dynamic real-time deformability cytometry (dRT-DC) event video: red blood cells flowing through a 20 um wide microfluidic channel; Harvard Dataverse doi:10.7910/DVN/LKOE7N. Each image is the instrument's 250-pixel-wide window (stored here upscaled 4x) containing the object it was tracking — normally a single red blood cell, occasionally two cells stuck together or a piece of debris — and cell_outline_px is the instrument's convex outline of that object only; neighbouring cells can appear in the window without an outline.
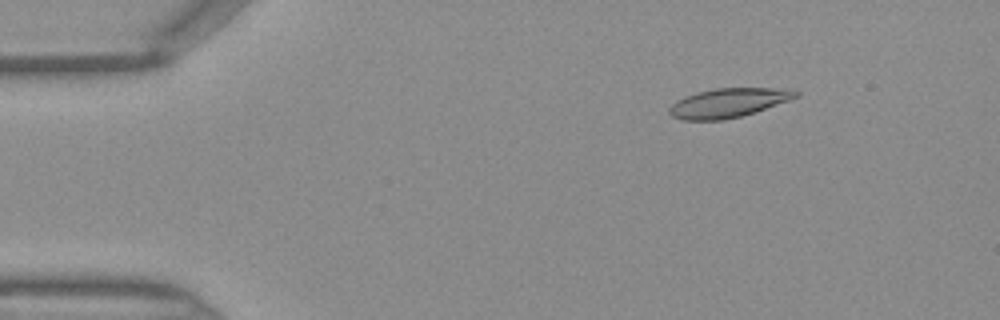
{"species": "Egyptian fruit bat (a non-hibernating species)", "species_latin": "Rousettus aegyptiacus", "temperature_condition": "warm", "stored_images_in_passage": 46, "camera_frame_rate_fps": 3000, "um_per_image_px": 0.085, "frame": {"image": 1, "passage_image": 6, "time_ms": 1.667, "image_size_px": [1000, 320], "cell_outline_px": [[800, 96], [740, 116], [724, 120], [680, 120], [672, 116], [668, 112], [668, 108], [676, 100], [684, 96], [696, 92], [716, 88], [788, 88], [800, 92]], "centroid_in_image_um": [61.86, 8.73], "position_along_channel_um": 23.1, "area_um2": 21.44}}
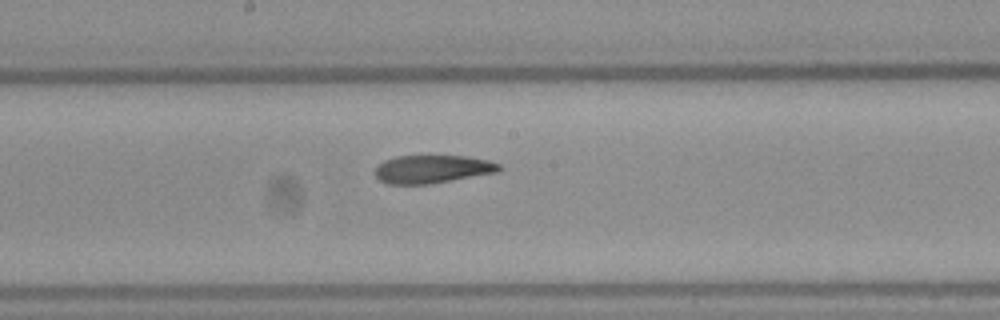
{"frame": {"image": 2, "passage_image": 24, "time_ms": 7.667, "image_size_px": [1000, 320], "cell_outline_px": [[500, 168], [496, 172], [428, 184], [384, 184], [376, 176], [376, 168], [384, 160], [396, 156], [464, 156], [488, 160], [500, 164]], "centroid_in_image_um": [36.71, 14.37], "position_along_channel_um": 211.5, "area_um2": 20.0}}
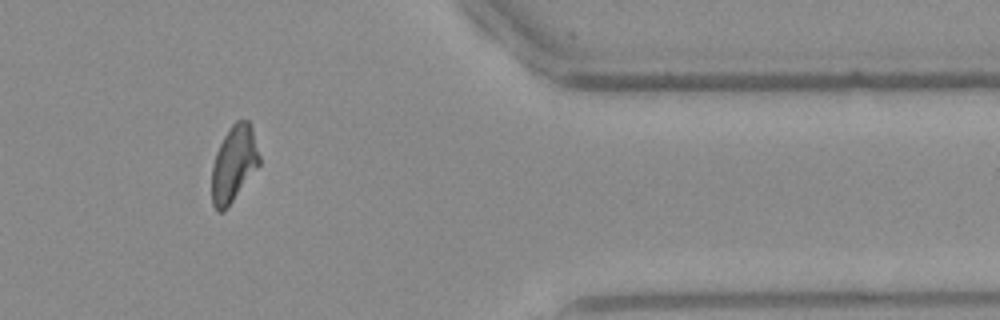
{"frame": {"image": 3, "passage_image": 38, "time_ms": 12.333, "image_size_px": [1000, 320], "cell_outline_px": [[260, 164], [224, 212], [216, 212], [212, 204], [212, 164], [216, 152], [224, 136], [232, 124], [236, 120], [248, 120], [252, 128], [260, 156]], "centroid_in_image_um": [19.87, 13.94], "position_along_channel_um": 391.5, "area_um2": 21.04}}